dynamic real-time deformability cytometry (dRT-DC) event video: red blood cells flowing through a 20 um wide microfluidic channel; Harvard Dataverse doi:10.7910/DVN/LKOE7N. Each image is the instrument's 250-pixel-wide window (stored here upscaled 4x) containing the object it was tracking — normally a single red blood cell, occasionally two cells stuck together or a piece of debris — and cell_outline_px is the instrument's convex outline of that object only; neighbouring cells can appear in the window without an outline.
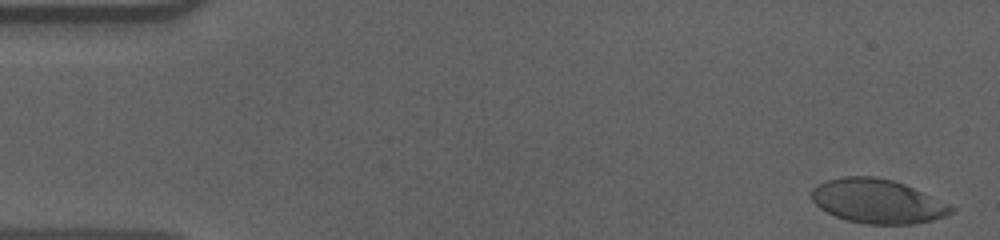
{"species": "human", "species_latin": "Homo sapiens", "temperature_condition": "cold", "stored_images_in_passage": 55, "camera_frame_rate_fps": 3000, "um_per_image_px": 0.085, "donor": {"sex": "male"}, "frame": {"image": 1, "passage_image": 1, "time_ms": 0.0, "image_size_px": [1000, 240], "cell_outline_px": [[956, 208], [952, 212], [944, 216], [932, 220], [912, 224], [864, 224], [848, 220], [836, 216], [820, 208], [812, 200], [812, 188], [828, 180], [844, 176], [872, 176], [892, 180], [904, 184], [948, 204]], "centroid_in_image_um": [74.57, 17.11], "position_along_channel_um": 10.4, "area_um2": 35.43}}
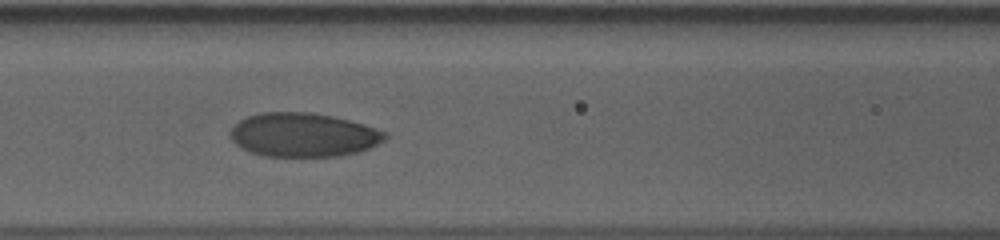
{"frame": {"image": 2, "passage_image": 23, "time_ms": 7.333, "image_size_px": [1000, 240], "cell_outline_px": [[388, 136], [384, 140], [360, 152], [336, 156], [264, 156], [240, 148], [228, 136], [228, 132], [240, 120], [248, 116], [260, 112], [308, 112], [332, 116], [364, 124], [388, 132]], "centroid_in_image_um": [25.77, 11.46], "position_along_channel_um": 140.8, "area_um2": 39.65}}
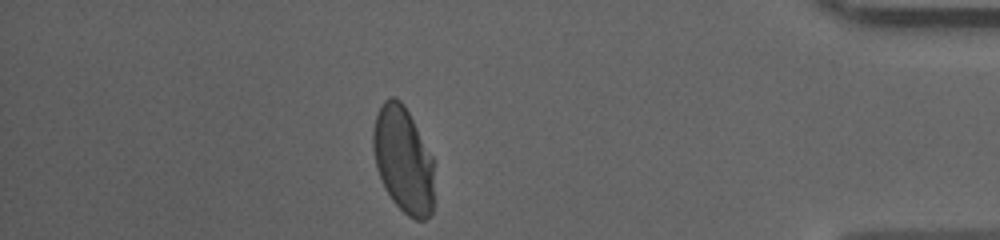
{"frame": {"image": 3, "passage_image": 48, "time_ms": 15.667, "image_size_px": [1000, 240], "cell_outline_px": [[432, 212], [424, 220], [416, 220], [408, 216], [392, 200], [384, 188], [376, 168], [372, 148], [372, 132], [376, 116], [384, 100], [392, 96], [396, 96], [404, 104], [432, 156]], "centroid_in_image_um": [34.24, 13.57], "position_along_channel_um": 401.0, "area_um2": 37.57}, "authors_computed_cell_mechanics": {"area_um2": 38.8994, "velocity_mm_per_s": 3.6178, "shape_relaxation_time_tau1_ms": 5.0661, "shape_relaxation_time_tau2_ms": 1.0018, "deformation_change_tau1": 0.1686, "deformation_change_tau2": 0.0366}}